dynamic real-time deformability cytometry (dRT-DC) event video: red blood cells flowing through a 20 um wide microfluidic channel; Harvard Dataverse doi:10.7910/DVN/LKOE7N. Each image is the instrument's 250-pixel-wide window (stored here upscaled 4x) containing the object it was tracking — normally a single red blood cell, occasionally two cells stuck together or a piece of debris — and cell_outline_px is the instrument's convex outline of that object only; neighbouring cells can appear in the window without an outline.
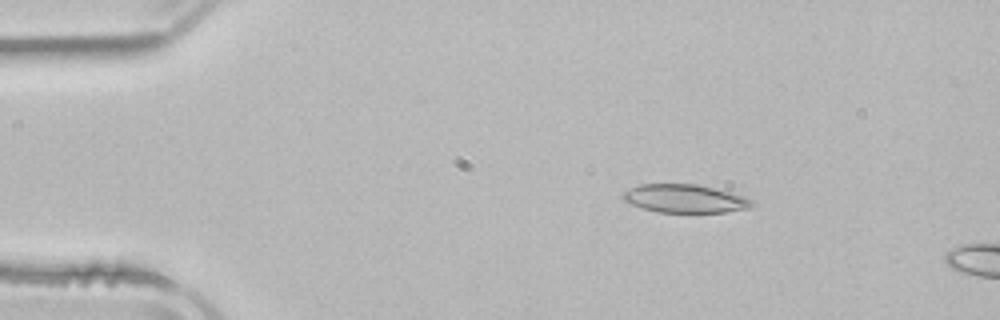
{"species": "common noctule bat (a hibernating species)", "species_latin": "Nyctalus noctula", "temperature_condition": "room temperature", "stored_images_in_passage": 5, "camera_frame_rate_fps": 3000, "um_per_image_px": 0.085, "animal": {"sex": "male", "body_mass_g": 21.5, "forearm_length_mm": 52.0}, "frame": {"image": 1, "passage_image": 1, "time_ms": 0.0, "image_size_px": [1000, 320], "cell_outline_px": [[756, 204], [748, 208], [724, 212], [656, 212], [632, 204], [624, 200], [620, 196], [620, 192], [640, 184], [696, 184], [744, 196], [752, 200]], "centroid_in_image_um": [58.17, 16.88], "position_along_channel_um": 26.8, "area_um2": 21.15}}